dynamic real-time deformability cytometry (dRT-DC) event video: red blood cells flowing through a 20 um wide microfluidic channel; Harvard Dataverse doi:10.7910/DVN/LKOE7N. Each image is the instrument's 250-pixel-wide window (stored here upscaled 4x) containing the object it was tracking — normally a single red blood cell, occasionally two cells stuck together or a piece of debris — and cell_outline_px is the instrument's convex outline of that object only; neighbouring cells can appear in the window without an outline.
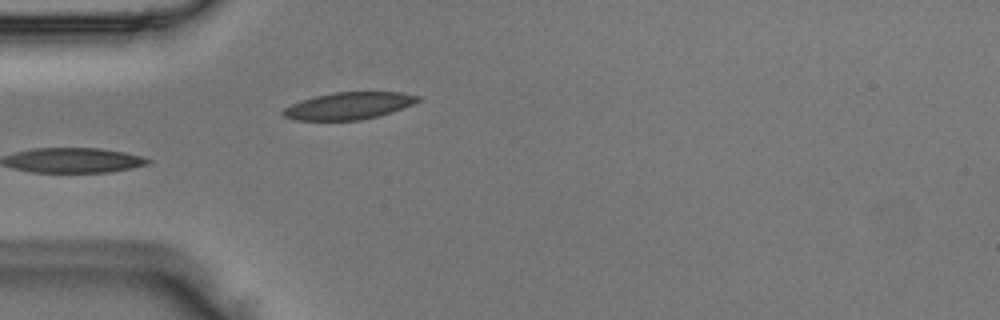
{"species": "Egyptian fruit bat (a non-hibernating species)", "species_latin": "Rousettus aegyptiacus", "temperature_condition": "room temperature", "stored_images_in_passage": 3, "camera_frame_rate_fps": 3000, "um_per_image_px": 0.085, "animal": {"sex": "male"}, "frame": {"image": 1, "passage_image": 3, "time_ms": 0.667, "image_size_px": [1000, 320], "cell_outline_px": [[424, 96], [420, 100], [412, 104], [392, 112], [360, 120], [296, 120], [284, 116], [280, 112], [284, 108], [292, 104], [316, 96], [336, 92], [400, 92]], "centroid_in_image_um": [29.68, 8.99], "position_along_channel_um": 55.3, "area_um2": 21.1}}